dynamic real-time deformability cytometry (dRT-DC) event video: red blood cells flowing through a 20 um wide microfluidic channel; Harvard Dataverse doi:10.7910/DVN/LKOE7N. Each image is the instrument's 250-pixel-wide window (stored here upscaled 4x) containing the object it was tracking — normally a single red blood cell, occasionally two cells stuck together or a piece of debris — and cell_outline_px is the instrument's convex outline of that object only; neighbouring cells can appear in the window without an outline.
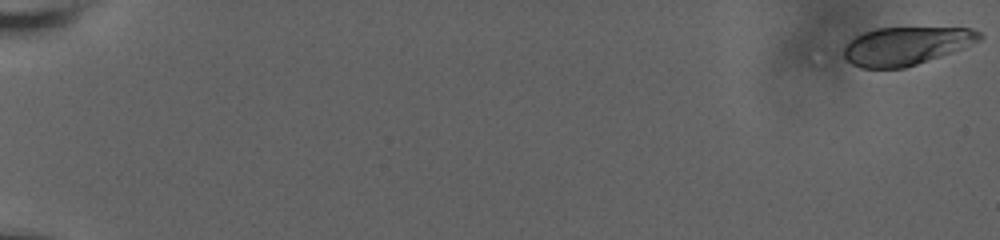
{"species": "human", "species_latin": "Homo sapiens", "temperature_condition": "room temperature", "stored_images_in_passage": 12, "camera_frame_rate_fps": 3000, "um_per_image_px": 0.085, "donor": {"sex": "male"}, "frame": {"image": 1, "passage_image": 1, "time_ms": 0.0, "image_size_px": [1000, 240], "cell_outline_px": [[984, 36], [980, 40], [940, 56], [904, 68], [860, 68], [852, 64], [844, 56], [844, 48], [856, 36], [864, 32], [876, 28], [972, 28], [980, 32]], "centroid_in_image_um": [77.01, 3.9], "position_along_channel_um": 8.0, "area_um2": 29.65}}